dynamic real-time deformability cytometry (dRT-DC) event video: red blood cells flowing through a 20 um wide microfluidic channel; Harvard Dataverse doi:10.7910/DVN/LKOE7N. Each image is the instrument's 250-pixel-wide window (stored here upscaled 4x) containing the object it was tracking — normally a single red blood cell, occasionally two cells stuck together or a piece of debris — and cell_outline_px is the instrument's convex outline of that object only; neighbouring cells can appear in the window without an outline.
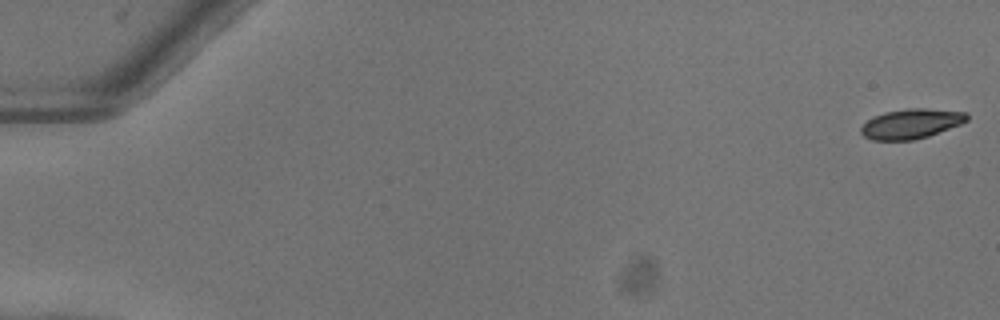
{"species": "common noctule bat (a hibernating species)", "species_latin": "Nyctalus noctula", "temperature_condition": "warm", "stored_images_in_passage": 53, "camera_frame_rate_fps": 3000, "um_per_image_px": 0.085, "animal": {"sex": "female"}, "frame": {"image": 1, "passage_image": 1, "time_ms": 0.0, "image_size_px": [1000, 320], "cell_outline_px": [[968, 120], [960, 124], [928, 136], [912, 140], [872, 140], [864, 136], [860, 132], [860, 128], [872, 116], [884, 112], [908, 108], [924, 108], [968, 112]], "centroid_in_image_um": [77.43, 10.51], "position_along_channel_um": 7.6, "area_um2": 18.38}}
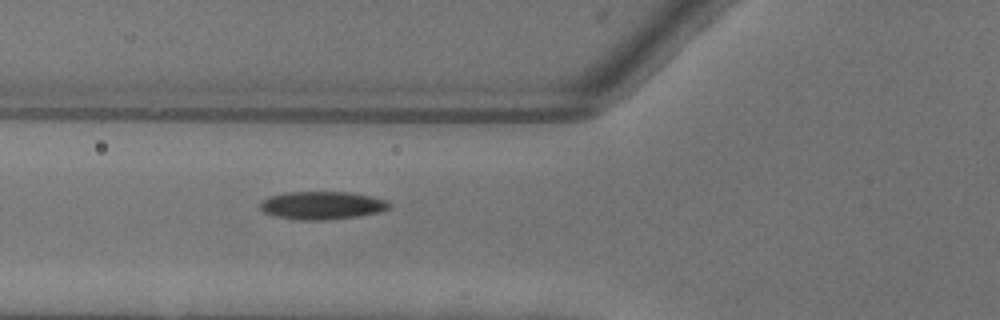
{"frame": {"image": 2, "passage_image": 21, "time_ms": 6.667, "image_size_px": [1000, 320], "cell_outline_px": [[392, 204], [388, 208], [380, 212], [356, 216], [324, 220], [300, 220], [276, 216], [264, 212], [260, 208], [260, 200], [268, 196], [288, 192], [348, 192], [388, 200]], "centroid_in_image_um": [27.35, 17.45], "position_along_channel_um": 98.5, "area_um2": 20.98}}
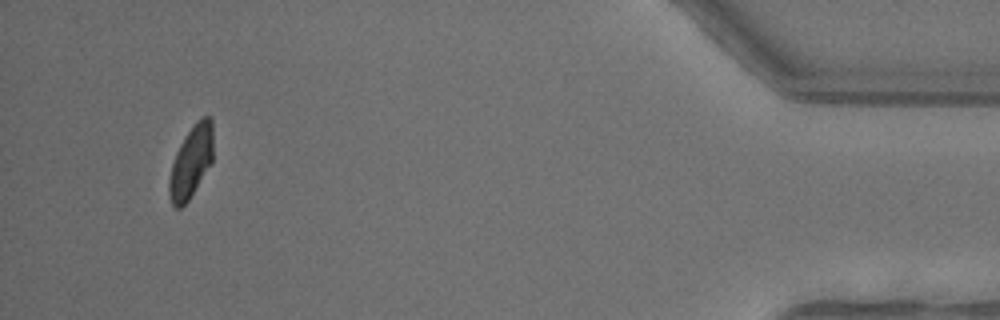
{"frame": {"image": 3, "passage_image": 50, "time_ms": 16.333, "image_size_px": [1000, 320], "cell_outline_px": [[212, 164], [188, 200], [180, 208], [176, 208], [172, 204], [168, 192], [168, 180], [172, 164], [176, 152], [180, 144], [196, 120], [204, 116], [212, 116]], "centroid_in_image_um": [16.24, 13.75], "position_along_channel_um": 419.0, "area_um2": 18.44}, "authors_computed_cell_mechanics": {"area_um2": 19.5364, "velocity_mm_per_s": 4.0408, "shape_relaxation_time_tau1_ms": 5.1224, "shape_relaxation_time_tau2_ms": 4.6238, "deformation_change_tau1": 0.1699, "deformation_change_tau2": 0.0743}}